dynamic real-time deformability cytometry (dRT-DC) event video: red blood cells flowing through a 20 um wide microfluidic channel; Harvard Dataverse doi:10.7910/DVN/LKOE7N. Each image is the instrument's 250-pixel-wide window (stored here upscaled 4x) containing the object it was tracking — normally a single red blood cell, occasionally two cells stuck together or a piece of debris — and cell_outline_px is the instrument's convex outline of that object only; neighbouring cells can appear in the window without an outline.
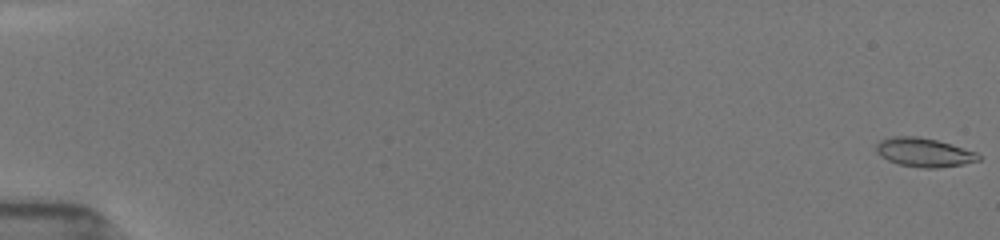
{"species": "common noctule bat (a hibernating species)", "species_latin": "Nyctalus noctula", "temperature_condition": "room temperature", "stored_images_in_passage": 54, "camera_frame_rate_fps": 3000, "um_per_image_px": 0.085, "animal": {"sex": "female", "body_mass_g": 19.5, "forearm_length_mm": 54.1}, "frame": {"image": 1, "passage_image": 1, "time_ms": 0.0, "image_size_px": [1000, 240], "cell_outline_px": [[980, 160], [960, 164], [936, 168], [924, 168], [900, 164], [888, 160], [880, 156], [876, 152], [876, 144], [880, 140], [892, 136], [916, 136], [936, 140], [976, 152], [980, 156]], "centroid_in_image_um": [78.49, 12.94], "position_along_channel_um": 6.5, "area_um2": 16.94}}
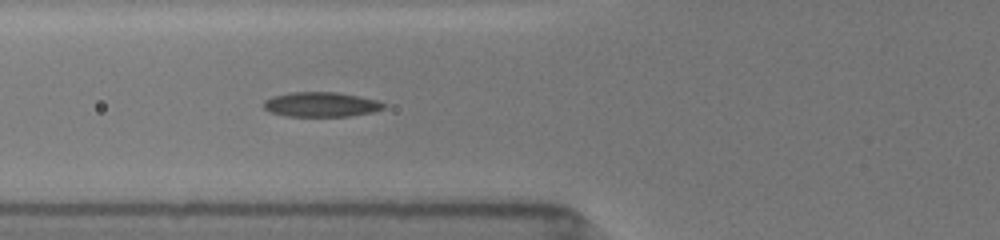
{"frame": {"image": 2, "passage_image": 22, "time_ms": 7.0, "image_size_px": [1000, 240], "cell_outline_px": [[384, 108], [372, 112], [352, 116], [284, 116], [268, 112], [264, 108], [264, 100], [272, 96], [288, 92], [336, 92], [360, 96], [376, 100], [384, 104]], "centroid_in_image_um": [27.24, 8.88], "position_along_channel_um": 98.6, "area_um2": 17.4}}
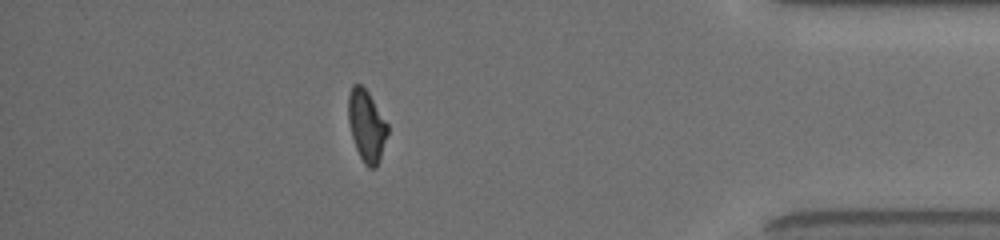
{"frame": {"image": 3, "passage_image": 48, "time_ms": 15.667, "image_size_px": [1000, 240], "cell_outline_px": [[388, 132], [380, 160], [376, 168], [368, 168], [364, 164], [356, 148], [352, 136], [348, 120], [348, 96], [352, 84], [360, 84], [368, 92], [388, 124]], "centroid_in_image_um": [31.16, 10.7], "position_along_channel_um": 404.0, "area_um2": 16.36}, "authors_computed_cell_mechanics": {"area_um2": 16.9354, "velocity_mm_per_s": 3.9196, "shape_relaxation_time_tau1_ms": 5.5482, "shape_relaxation_time_tau2_ms": 2.6691, "deformation_change_tau1": 0.169, "deformation_change_tau2": 0.0845}}